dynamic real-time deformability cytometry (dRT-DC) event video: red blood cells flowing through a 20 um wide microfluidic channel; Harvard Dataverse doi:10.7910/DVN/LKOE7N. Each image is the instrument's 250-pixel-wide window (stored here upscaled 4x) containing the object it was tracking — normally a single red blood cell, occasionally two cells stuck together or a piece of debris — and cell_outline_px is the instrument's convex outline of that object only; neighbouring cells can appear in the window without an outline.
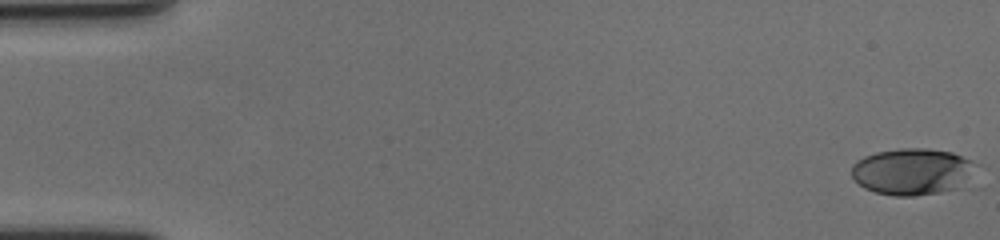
{"species": "human", "species_latin": "Homo sapiens", "temperature_condition": "cold", "stored_images_in_passage": 60, "camera_frame_rate_fps": 3000, "um_per_image_px": 0.085, "donor": {"sex": "female"}, "frame": {"image": 1, "passage_image": 1, "time_ms": 0.0, "image_size_px": [1000, 240], "cell_outline_px": [[980, 164], [960, 188], [940, 192], [916, 196], [892, 196], [876, 192], [864, 188], [852, 176], [852, 164], [856, 160], [864, 156], [876, 152], [900, 148], [928, 148], [952, 152], [972, 160]], "centroid_in_image_um": [77.57, 14.57], "position_along_channel_um": 7.4, "area_um2": 34.16}}
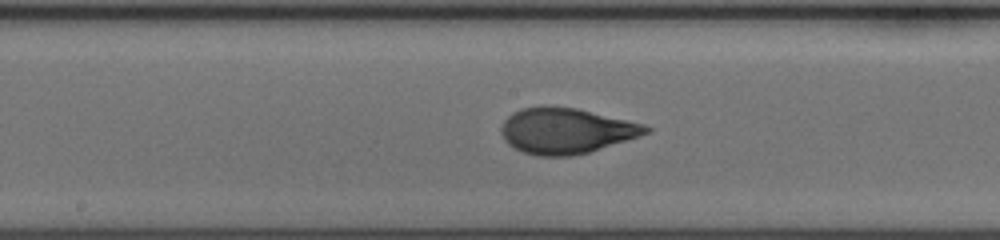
{"frame": {"image": 2, "passage_image": 32, "time_ms": 10.333, "image_size_px": [1000, 240], "cell_outline_px": [[652, 132], [640, 136], [588, 152], [572, 156], [536, 156], [524, 152], [508, 144], [504, 140], [500, 132], [500, 128], [504, 120], [512, 112], [520, 108], [540, 104], [544, 104], [576, 108], [644, 124], [652, 128]], "centroid_in_image_um": [48.08, 11.09], "position_along_channel_um": 200.1, "area_um2": 38.84}}
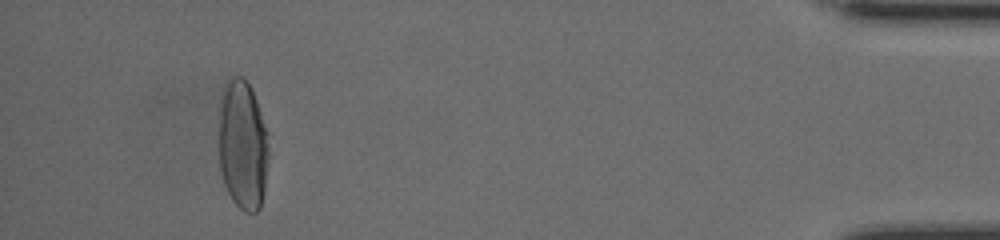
{"frame": {"image": 3, "passage_image": 56, "time_ms": 18.333, "image_size_px": [1000, 240], "cell_outline_px": [[268, 156], [264, 192], [260, 208], [256, 212], [244, 212], [232, 200], [224, 184], [220, 168], [220, 104], [224, 88], [228, 80], [232, 76], [240, 76], [248, 84], [256, 100], [268, 132]], "centroid_in_image_um": [20.65, 12.37], "position_along_channel_um": 414.6, "area_um2": 37.45}, "authors_computed_cell_mechanics": {"area_um2": 36.8764, "velocity_mm_per_s": 3.5073, "shape_relaxation_time_tau1_ms": 3.6543, "shape_relaxation_time_tau2_ms": null, "deformation_change_tau1": 0.1969, "deformation_change_tau2": null}}